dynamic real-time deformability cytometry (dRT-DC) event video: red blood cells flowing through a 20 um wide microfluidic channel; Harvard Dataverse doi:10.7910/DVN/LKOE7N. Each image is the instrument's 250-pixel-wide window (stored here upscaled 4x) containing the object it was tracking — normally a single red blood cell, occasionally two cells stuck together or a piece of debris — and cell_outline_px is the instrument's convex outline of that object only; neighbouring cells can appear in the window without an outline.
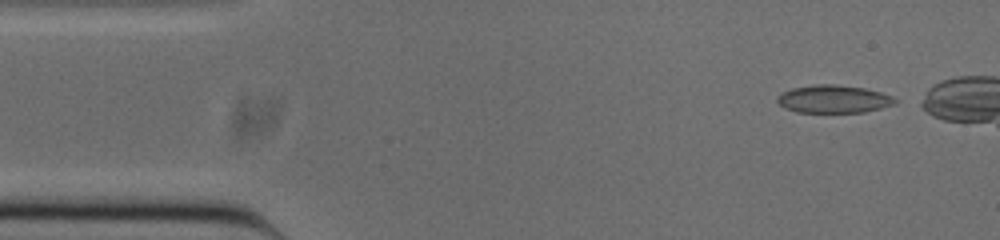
{"species": "common noctule bat (a hibernating species)", "species_latin": "Nyctalus noctula", "temperature_condition": "cold", "stored_images_in_passage": 40, "camera_frame_rate_fps": 3000, "um_per_image_px": 0.085, "animal": {"sex": "male", "body_mass_g": 20.0, "forearm_length_mm": 53.3}, "frame": {"image": 1, "passage_image": 2, "time_ms": 0.333, "image_size_px": [1000, 240], "cell_outline_px": [[896, 100], [892, 104], [880, 108], [864, 112], [796, 112], [784, 108], [776, 100], [784, 92], [792, 88], [816, 84], [836, 84], [864, 88], [880, 92]], "centroid_in_image_um": [70.81, 8.42], "position_along_channel_um": 14.2, "area_um2": 18.73}}
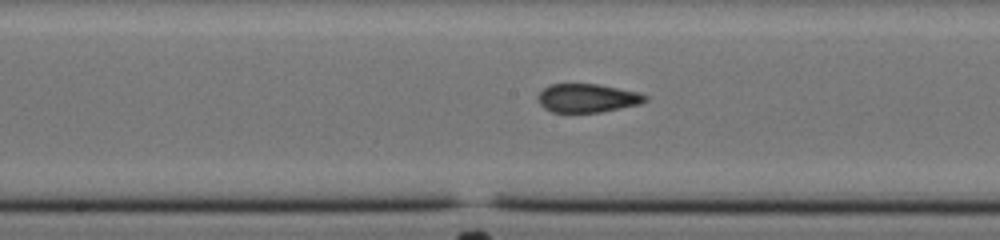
{"frame": {"image": 2, "passage_image": 23, "time_ms": 7.333, "image_size_px": [1000, 240], "cell_outline_px": [[648, 100], [640, 104], [600, 112], [552, 112], [544, 108], [540, 104], [536, 96], [548, 84], [600, 84], [640, 92], [648, 96]], "centroid_in_image_um": [49.94, 8.33], "position_along_channel_um": 198.3, "area_um2": 18.03}}
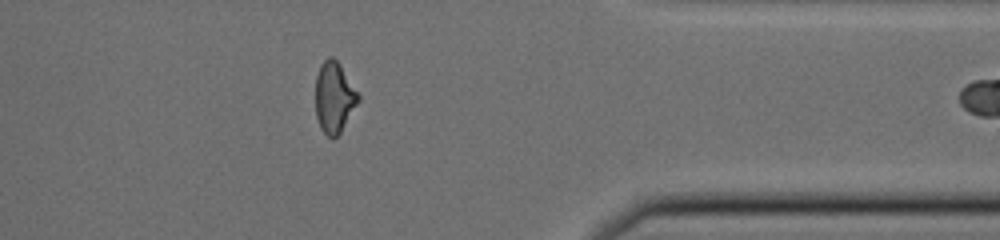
{"frame": {"image": 3, "passage_image": 39, "time_ms": 12.667, "image_size_px": [1000, 240], "cell_outline_px": [[360, 100], [340, 132], [332, 140], [320, 128], [316, 116], [316, 76], [320, 64], [328, 56], [332, 56], [340, 64], [360, 96]], "centroid_in_image_um": [28.4, 8.26], "position_along_channel_um": 383.0, "area_um2": 17.63}}